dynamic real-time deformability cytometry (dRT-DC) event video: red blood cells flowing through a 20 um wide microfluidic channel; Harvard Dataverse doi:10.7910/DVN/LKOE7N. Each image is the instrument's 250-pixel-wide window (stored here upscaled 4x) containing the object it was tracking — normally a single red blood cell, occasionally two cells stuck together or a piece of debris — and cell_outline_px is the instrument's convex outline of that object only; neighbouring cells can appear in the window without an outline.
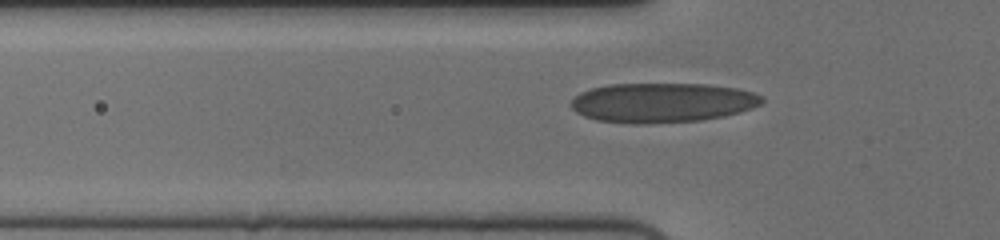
{"species": "human", "species_latin": "Homo sapiens", "temperature_condition": "cold", "stored_images_in_passage": 33, "camera_frame_rate_fps": 3000, "um_per_image_px": 0.085, "donor": {"sex": "female"}, "frame": {"image": 1, "passage_image": 4, "time_ms": 1.0, "image_size_px": [1000, 240], "cell_outline_px": [[764, 100], [760, 104], [752, 108], [740, 112], [724, 116], [700, 120], [640, 124], [636, 124], [596, 120], [584, 116], [576, 112], [568, 104], [580, 92], [592, 88], [608, 84], [708, 84], [736, 88], [752, 92], [760, 96]], "centroid_in_image_um": [56.26, 8.72], "position_along_channel_um": 69.5, "area_um2": 44.04}}
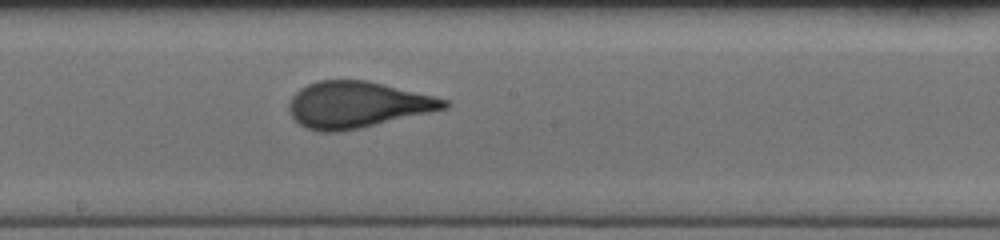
{"frame": {"image": 2, "passage_image": 16, "time_ms": 5.0, "image_size_px": [1000, 240], "cell_outline_px": [[452, 104], [448, 108], [360, 128], [340, 132], [320, 132], [308, 128], [300, 124], [292, 116], [288, 108], [288, 104], [292, 96], [300, 88], [316, 80], [368, 80], [448, 100]], "centroid_in_image_um": [30.35, 8.9], "position_along_channel_um": 217.8, "area_um2": 41.73}}
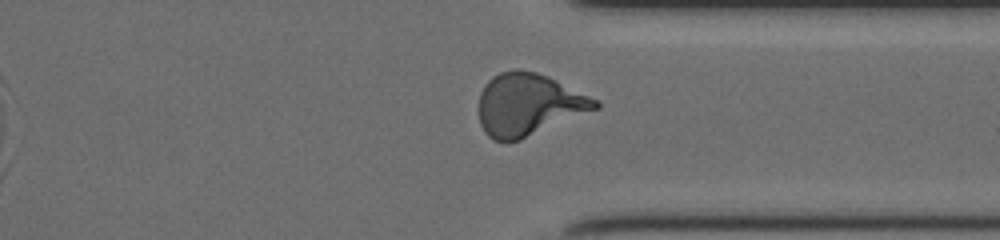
{"frame": {"image": 3, "passage_image": 28, "time_ms": 9.0, "image_size_px": [1000, 240], "cell_outline_px": [[600, 108], [520, 140], [508, 144], [496, 140], [488, 136], [484, 132], [480, 124], [480, 92], [484, 84], [492, 76], [500, 72], [536, 72], [548, 76], [600, 100]], "centroid_in_image_um": [44.95, 8.93], "position_along_channel_um": 366.5, "area_um2": 42.19}, "authors_computed_cell_mechanics": {"area_um2": 41.2114, "velocity_mm_per_s": 3.7283, "shape_relaxation_time_tau1_ms": 4.7355, "shape_relaxation_time_tau2_ms": null, "deformation_change_tau1": 0.1801, "deformation_change_tau2": null}}